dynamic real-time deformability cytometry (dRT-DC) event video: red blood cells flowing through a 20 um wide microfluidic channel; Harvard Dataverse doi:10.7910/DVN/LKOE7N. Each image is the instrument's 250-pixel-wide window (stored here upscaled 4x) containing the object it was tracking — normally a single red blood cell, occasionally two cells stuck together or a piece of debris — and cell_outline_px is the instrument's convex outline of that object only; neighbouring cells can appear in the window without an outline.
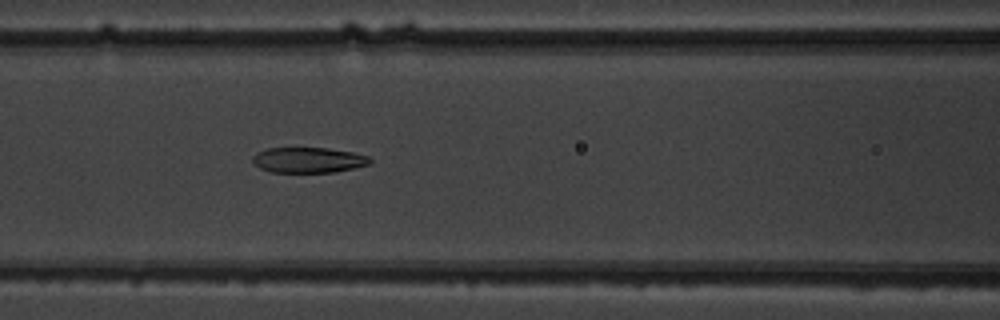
{"species": "common noctule bat (a hibernating species)", "species_latin": "Nyctalus noctula", "temperature_condition": "warm", "stored_images_in_passage": 9, "camera_frame_rate_fps": 3000, "um_per_image_px": 0.085, "animal": {"sex": "male", "body_mass_g": 19.5, "forearm_length_mm": 54.6}, "frame": {"image": 1, "passage_image": 8, "time_ms": 8.0, "image_size_px": [1000, 320], "cell_outline_px": [[372, 160], [368, 164], [336, 172], [272, 172], [260, 168], [252, 160], [252, 156], [256, 152], [268, 148], [328, 148], [352, 152], [368, 156]], "centroid_in_image_um": [26.19, 13.6], "position_along_channel_um": 140.4, "area_um2": 17.28}}